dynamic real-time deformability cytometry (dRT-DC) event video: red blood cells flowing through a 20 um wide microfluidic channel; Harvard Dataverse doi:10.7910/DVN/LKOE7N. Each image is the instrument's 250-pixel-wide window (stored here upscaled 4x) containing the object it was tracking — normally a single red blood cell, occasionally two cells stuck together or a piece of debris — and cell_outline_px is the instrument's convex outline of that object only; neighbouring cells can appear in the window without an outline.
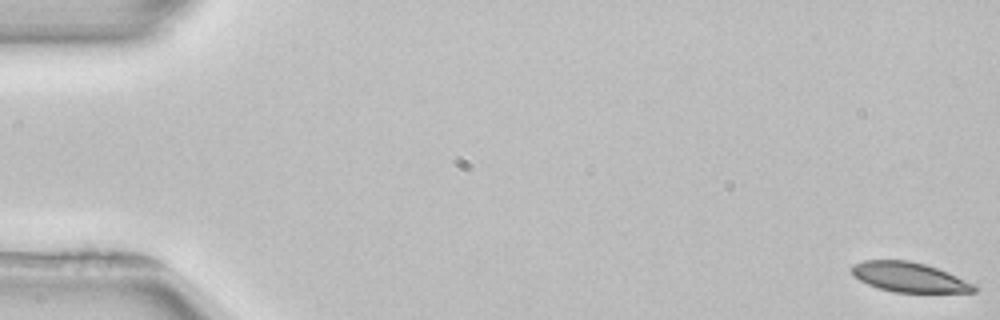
{"species": "common noctule bat (a hibernating species)", "species_latin": "Nyctalus noctula", "temperature_condition": "room temperature", "stored_images_in_passage": 53, "camera_frame_rate_fps": 3000, "um_per_image_px": 0.085, "animal": {"sex": "female", "body_mass_g": 22.7, "forearm_length_mm": 54.2}, "frame": {"image": 1, "passage_image": 1, "time_ms": 0.0, "image_size_px": [1000, 320], "cell_outline_px": [[980, 288], [976, 292], [892, 292], [868, 284], [860, 280], [852, 272], [852, 264], [864, 260], [908, 260], [924, 264], [948, 272], [976, 284]], "centroid_in_image_um": [77.34, 23.56], "position_along_channel_um": 7.7, "area_um2": 21.15}}
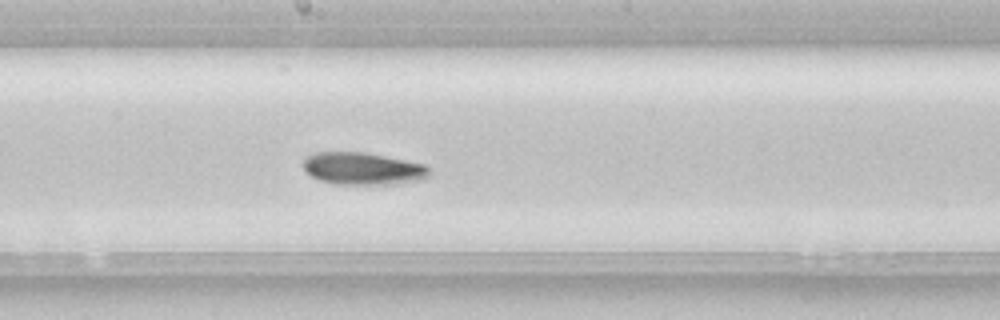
{"frame": {"image": 2, "passage_image": 29, "time_ms": 9.333, "image_size_px": [1000, 320], "cell_outline_px": [[428, 176], [420, 180], [392, 184], [336, 184], [320, 180], [312, 176], [300, 164], [304, 156], [316, 152], [364, 152], [424, 164], [428, 168]], "centroid_in_image_um": [30.77, 14.32], "position_along_channel_um": 217.4, "area_um2": 23.64}}
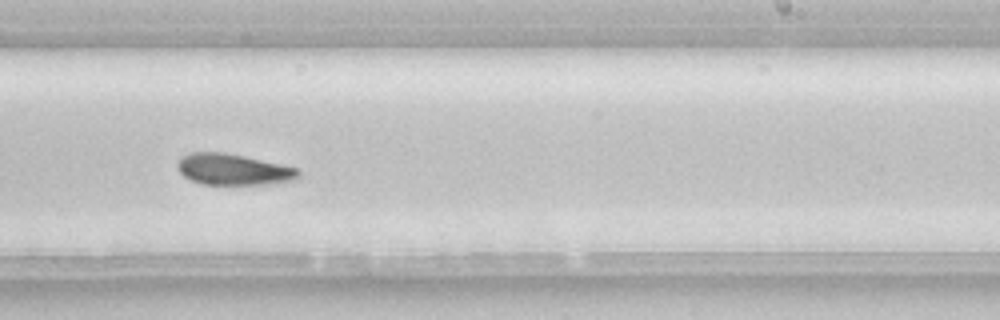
{"frame": {"image": 3, "passage_image": 33, "time_ms": 10.667, "image_size_px": [1000, 320], "cell_outline_px": [[300, 176], [296, 180], [268, 184], [200, 184], [184, 176], [176, 168], [176, 164], [188, 152], [224, 152], [244, 156], [300, 168]], "centroid_in_image_um": [19.86, 14.4], "position_along_channel_um": 269.1, "area_um2": 22.08}}